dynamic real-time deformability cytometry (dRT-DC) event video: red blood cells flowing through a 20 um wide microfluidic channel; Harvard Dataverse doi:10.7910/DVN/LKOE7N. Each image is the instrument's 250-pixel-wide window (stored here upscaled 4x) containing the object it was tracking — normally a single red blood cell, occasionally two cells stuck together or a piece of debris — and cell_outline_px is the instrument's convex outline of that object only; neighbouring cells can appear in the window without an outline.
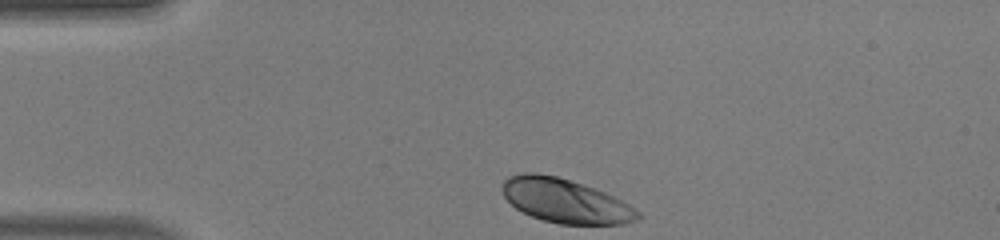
{"species": "human", "species_latin": "Homo sapiens", "temperature_condition": "warm", "stored_images_in_passage": 31, "camera_frame_rate_fps": 3000, "um_per_image_px": 0.085, "donor": {"sex": "male"}, "frame": {"image": 1, "passage_image": 1, "time_ms": 0.0, "image_size_px": [1000, 240], "cell_outline_px": [[644, 216], [636, 220], [624, 224], [560, 224], [544, 220], [532, 216], [516, 208], [504, 196], [500, 188], [504, 180], [508, 176], [524, 172], [536, 172], [556, 176], [604, 192], [628, 204], [640, 212]], "centroid_in_image_um": [48.03, 17.07], "position_along_channel_um": 37.0, "area_um2": 34.56}}
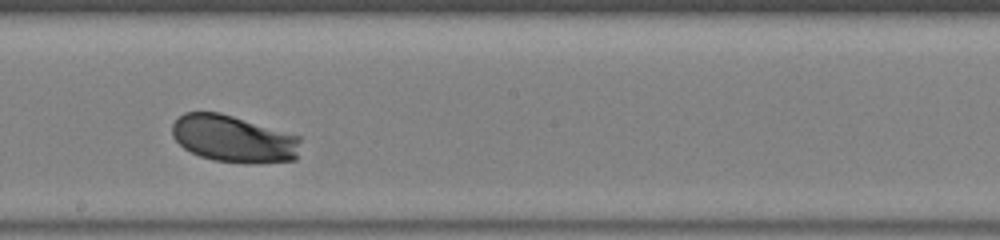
{"frame": {"image": 2, "passage_image": 18, "time_ms": 5.667, "image_size_px": [1000, 240], "cell_outline_px": [[300, 140], [296, 160], [256, 164], [252, 164], [212, 160], [200, 156], [184, 148], [172, 136], [172, 124], [184, 112], [220, 112], [300, 136]], "centroid_in_image_um": [19.86, 11.81], "position_along_channel_um": 228.3, "area_um2": 35.26}}
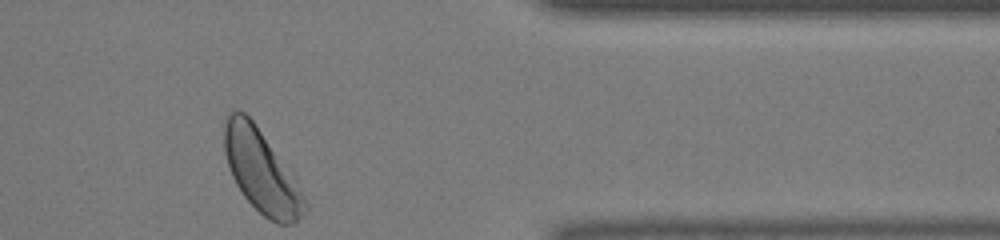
{"frame": {"image": 3, "passage_image": 31, "time_ms": 10.0, "image_size_px": [1000, 240], "cell_outline_px": [[308, 208], [296, 224], [276, 224], [268, 220], [244, 196], [236, 184], [232, 176], [224, 152], [224, 124], [228, 112], [244, 112], [252, 120], [292, 168], [296, 176], [308, 204]], "centroid_in_image_um": [22.29, 14.59], "position_along_channel_um": 389.1, "area_um2": 39.54}, "authors_computed_cell_mechanics": {"area_um2": 34.8534, "velocity_mm_per_s": 4.1344, "shape_relaxation_time_tau1_ms": 1.3048, "shape_relaxation_time_tau2_ms": null, "deformation_change_tau1": 0.1254, "deformation_change_tau2": null}}